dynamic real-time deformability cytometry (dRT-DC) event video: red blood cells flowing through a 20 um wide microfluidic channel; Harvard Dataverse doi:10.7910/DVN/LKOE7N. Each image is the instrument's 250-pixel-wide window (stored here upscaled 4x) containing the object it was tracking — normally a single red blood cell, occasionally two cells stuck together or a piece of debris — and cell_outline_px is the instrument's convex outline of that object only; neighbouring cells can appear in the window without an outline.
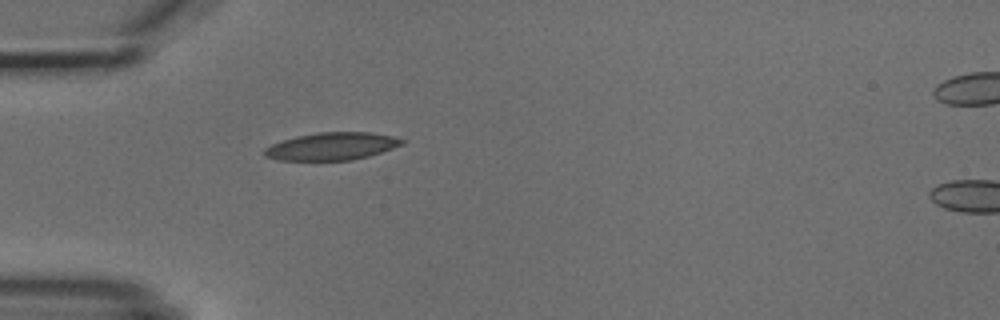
{"species": "common noctule bat (a hibernating species)", "species_latin": "Nyctalus noctula", "temperature_condition": "cold", "stored_images_in_passage": 2, "camera_frame_rate_fps": 3000, "um_per_image_px": 0.085, "animal": {"sex": "male", "body_mass_g": 18.8}, "frame": {"image": 1, "passage_image": 1, "time_ms": 0.0, "image_size_px": [1000, 320], "cell_outline_px": [[408, 140], [404, 144], [368, 156], [352, 160], [276, 160], [264, 156], [264, 148], [272, 144], [296, 136], [320, 132], [368, 132], [392, 136]], "centroid_in_image_um": [28.21, 12.43], "position_along_channel_um": 56.8, "area_um2": 22.02}}